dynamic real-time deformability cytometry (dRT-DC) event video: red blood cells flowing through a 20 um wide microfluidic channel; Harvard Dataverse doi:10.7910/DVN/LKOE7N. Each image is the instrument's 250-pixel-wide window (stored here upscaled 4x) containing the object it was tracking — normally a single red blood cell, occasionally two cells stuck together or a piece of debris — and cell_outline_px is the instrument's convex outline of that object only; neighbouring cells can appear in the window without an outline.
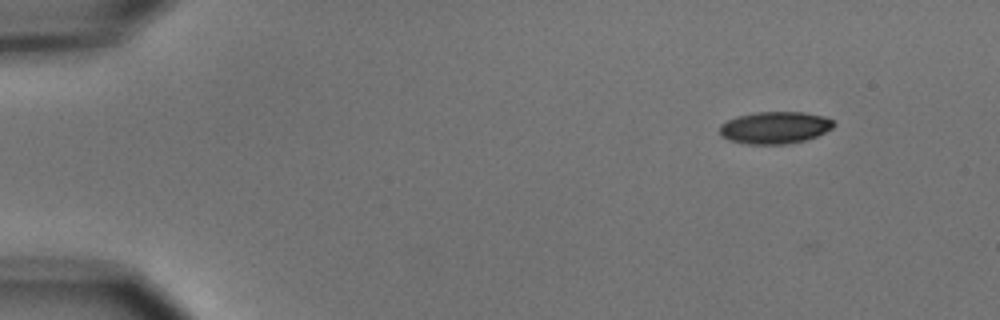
{"species": "common noctule bat (a hibernating species)", "species_latin": "Nyctalus noctula", "temperature_condition": "cold", "stored_images_in_passage": 6, "camera_frame_rate_fps": 3000, "um_per_image_px": 0.085, "animal": {"sex": "male", "body_mass_g": 15.6}, "frame": {"image": 1, "passage_image": 3, "time_ms": 2.0, "image_size_px": [1000, 320], "cell_outline_px": [[836, 124], [832, 128], [816, 136], [804, 140], [784, 144], [748, 144], [728, 140], [720, 136], [720, 124], [736, 116], [756, 112], [804, 112], [824, 116], [832, 120]], "centroid_in_image_um": [65.84, 10.84], "position_along_channel_um": 19.2, "area_um2": 21.33}}
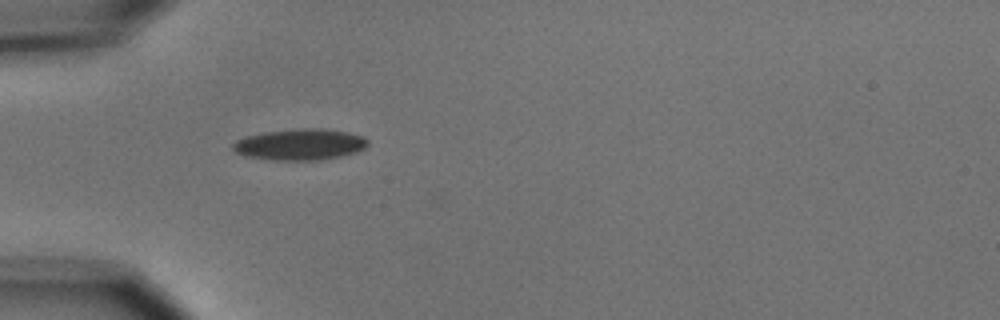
{"frame": {"image": 2, "passage_image": 6, "time_ms": 5.667, "image_size_px": [1000, 320], "cell_outline_px": [[368, 144], [364, 148], [356, 152], [340, 156], [320, 160], [276, 160], [248, 156], [236, 152], [232, 148], [232, 144], [236, 140], [244, 136], [264, 132], [300, 128], [320, 128], [348, 132], [364, 136], [368, 140]], "centroid_in_image_um": [25.51, 12.27], "position_along_channel_um": 59.5, "area_um2": 24.51}}